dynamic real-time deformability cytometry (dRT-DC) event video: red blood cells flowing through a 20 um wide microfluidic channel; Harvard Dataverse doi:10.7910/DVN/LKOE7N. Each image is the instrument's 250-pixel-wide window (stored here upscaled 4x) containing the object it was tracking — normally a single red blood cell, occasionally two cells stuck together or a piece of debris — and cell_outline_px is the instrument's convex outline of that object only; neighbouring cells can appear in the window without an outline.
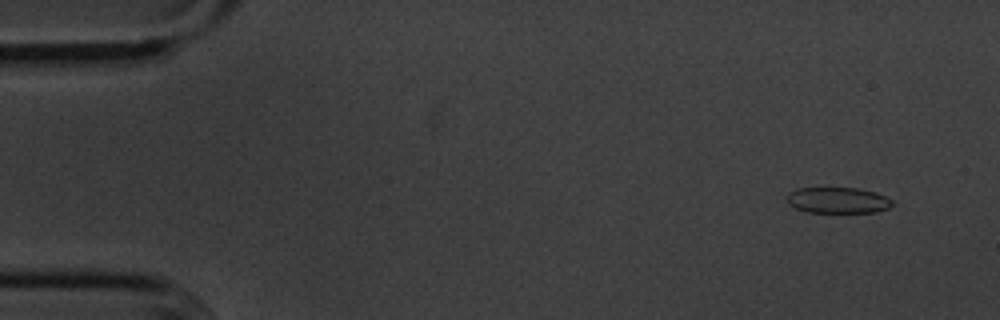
{"species": "common noctule bat (a hibernating species)", "species_latin": "Nyctalus noctula", "temperature_condition": "cold", "stored_images_in_passage": 6, "camera_frame_rate_fps": 3000, "um_per_image_px": 0.085, "animal": {"sex": "male", "body_mass_g": 20.1, "forearm_length_mm": 53.5}, "frame": {"image": 1, "passage_image": 1, "time_ms": 0.0, "image_size_px": [1000, 320], "cell_outline_px": [[892, 204], [888, 208], [876, 212], [808, 212], [796, 208], [788, 204], [788, 192], [796, 188], [856, 188], [876, 192], [892, 200]], "centroid_in_image_um": [71.2, 17.02], "position_along_channel_um": 13.8, "area_um2": 15.84}}
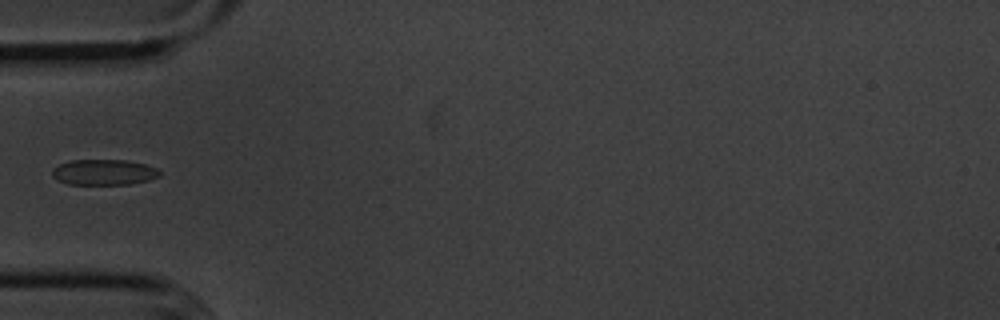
{"frame": {"image": 2, "passage_image": 5, "time_ms": 4.667, "image_size_px": [1000, 320], "cell_outline_px": [[160, 176], [148, 180], [128, 184], [68, 184], [52, 176], [52, 168], [60, 164], [72, 160], [124, 160], [144, 164], [156, 168], [160, 172]], "centroid_in_image_um": [8.82, 14.63], "position_along_channel_um": 76.2, "area_um2": 15.84}}
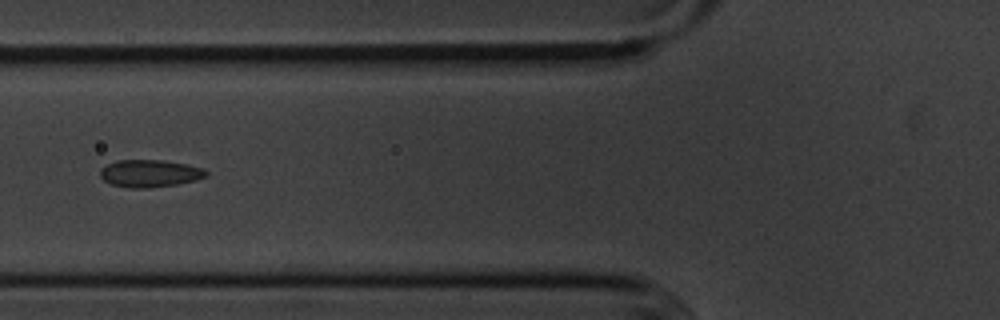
{"frame": {"image": 3, "passage_image": 6, "time_ms": 5.667, "image_size_px": [1000, 320], "cell_outline_px": [[208, 176], [196, 180], [176, 184], [148, 188], [128, 188], [112, 184], [104, 180], [100, 176], [100, 168], [116, 160], [164, 160], [188, 164], [204, 168], [208, 172]], "centroid_in_image_um": [12.75, 14.73], "position_along_channel_um": 113.0, "area_um2": 17.05}}